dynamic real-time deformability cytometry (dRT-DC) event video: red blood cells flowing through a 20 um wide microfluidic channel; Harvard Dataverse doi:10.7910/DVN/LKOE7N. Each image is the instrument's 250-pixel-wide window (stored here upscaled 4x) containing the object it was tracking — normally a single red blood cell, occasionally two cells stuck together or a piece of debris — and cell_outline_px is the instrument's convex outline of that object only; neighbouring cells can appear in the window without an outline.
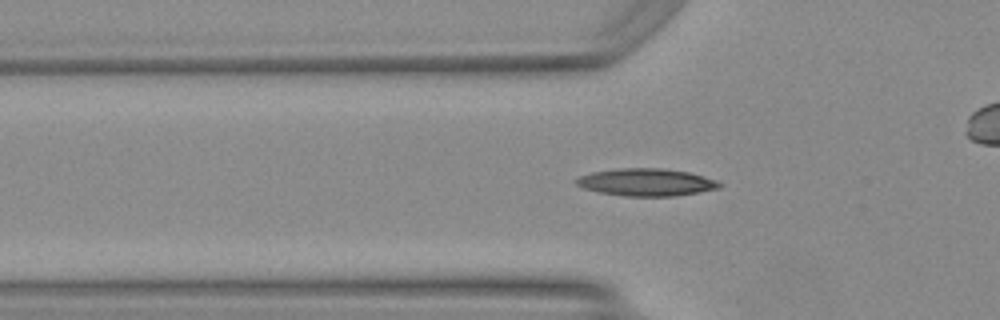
{"species": "Egyptian fruit bat (a non-hibernating species)", "species_latin": "Rousettus aegyptiacus", "temperature_condition": "warm", "stored_images_in_passage": 42, "camera_frame_rate_fps": 3000, "um_per_image_px": 0.085, "animal": {"sex": "female"}, "frame": {"image": 1, "passage_image": 9, "time_ms": 2.667, "image_size_px": [1000, 320], "cell_outline_px": [[724, 184], [720, 188], [676, 196], [624, 196], [600, 192], [584, 188], [576, 184], [576, 180], [580, 176], [592, 172], [620, 168], [664, 168], [688, 172], [704, 176], [716, 180]], "centroid_in_image_um": [54.98, 15.49], "position_along_channel_um": 70.8, "area_um2": 22.83}}
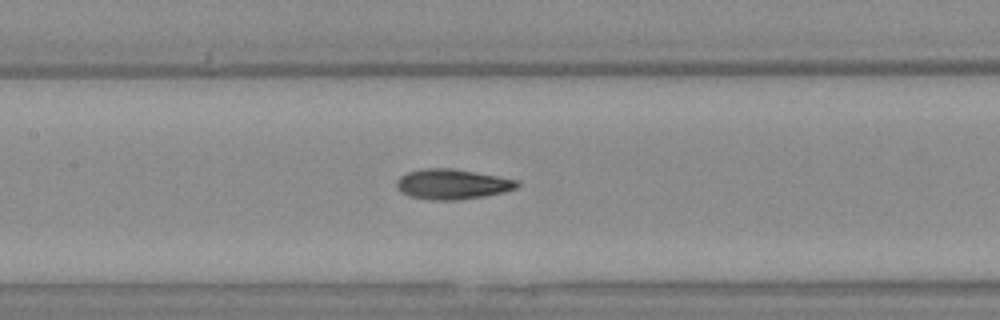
{"frame": {"image": 2, "passage_image": 16, "time_ms": 5.0, "image_size_px": [1000, 320], "cell_outline_px": [[520, 184], [516, 188], [504, 192], [484, 196], [456, 200], [432, 200], [408, 196], [400, 192], [396, 184], [396, 180], [400, 176], [408, 172], [420, 168], [452, 168], [520, 180]], "centroid_in_image_um": [38.43, 15.65], "position_along_channel_um": 169.0, "area_um2": 21.33}}
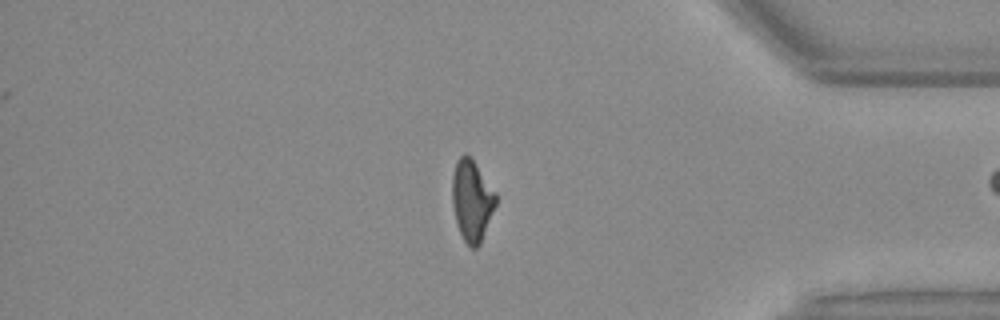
{"frame": {"image": 3, "passage_image": 34, "time_ms": 11.0, "image_size_px": [1000, 320], "cell_outline_px": [[496, 204], [480, 244], [476, 248], [472, 248], [464, 240], [460, 232], [456, 220], [452, 204], [452, 176], [456, 160], [464, 152], [472, 160], [496, 192]], "centroid_in_image_um": [40.09, 17.03], "position_along_channel_um": 395.1, "area_um2": 20.35}, "authors_computed_cell_mechanics": {"area_um2": 20.6057, "velocity_mm_per_s": 4.1931, "shape_relaxation_time_tau1_ms": 11.2086, "shape_relaxation_time_tau2_ms": 2.1949, "deformation_change_tau1": 0.3239, "deformation_change_tau2": 0.0834}}